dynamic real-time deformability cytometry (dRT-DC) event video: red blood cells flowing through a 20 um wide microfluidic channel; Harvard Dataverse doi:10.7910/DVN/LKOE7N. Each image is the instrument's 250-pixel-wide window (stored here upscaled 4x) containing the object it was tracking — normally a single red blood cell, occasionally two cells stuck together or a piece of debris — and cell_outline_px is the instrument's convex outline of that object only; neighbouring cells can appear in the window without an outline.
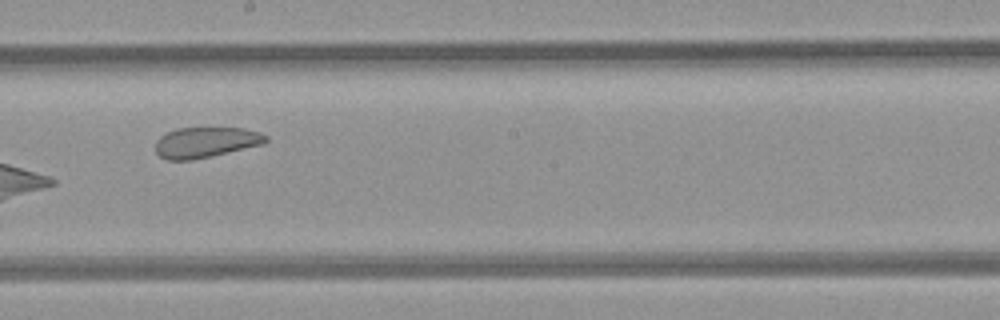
{"species": "common noctule bat (a hibernating species)", "species_latin": "Nyctalus noctula", "temperature_condition": "room temperature", "stored_images_in_passage": 8, "camera_frame_rate_fps": 3000, "um_per_image_px": 0.085, "animal": {"sex": "female", "body_mass_g": 21.9}, "frame": {"image": 1, "passage_image": 7, "time_ms": 8.0, "image_size_px": [1000, 320], "cell_outline_px": [[268, 140], [264, 144], [212, 156], [192, 160], [168, 160], [160, 156], [156, 152], [156, 140], [160, 136], [176, 128], [244, 128], [260, 132], [268, 136]], "centroid_in_image_um": [17.51, 12.09], "position_along_channel_um": 230.7, "area_um2": 19.71}}